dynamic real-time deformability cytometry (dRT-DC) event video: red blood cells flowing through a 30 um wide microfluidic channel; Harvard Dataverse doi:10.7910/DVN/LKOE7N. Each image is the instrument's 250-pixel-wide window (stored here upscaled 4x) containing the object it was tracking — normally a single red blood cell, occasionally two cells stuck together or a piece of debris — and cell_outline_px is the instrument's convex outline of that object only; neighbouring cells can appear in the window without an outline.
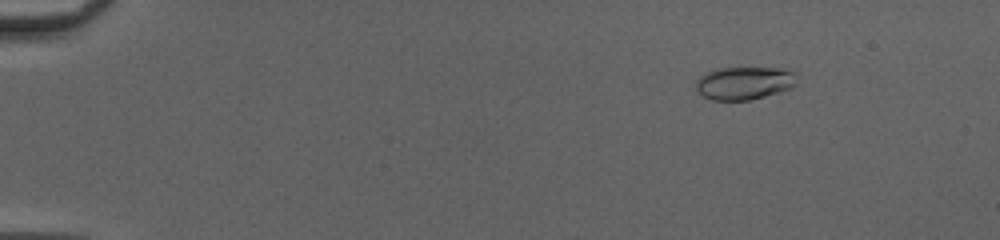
{"species": "common noctule bat (a hibernating species)", "species_latin": "Nyctalus noctula", "temperature_condition": "cold", "stored_images_in_passage": 52, "camera_frame_rate_fps": 3000, "um_per_image_px": 0.085, "animal": {"sex": "female", "body_mass_g": 20.0, "forearm_length_mm": 54.0}, "frame": {"image": 1, "passage_image": 8, "time_ms": 2.333, "image_size_px": [1000, 240], "cell_outline_px": [[796, 84], [792, 88], [752, 100], [712, 100], [704, 96], [696, 88], [696, 80], [704, 72], [716, 68], [792, 68], [796, 72]], "centroid_in_image_um": [63.3, 7.04], "position_along_channel_um": 21.7, "area_um2": 19.71}}
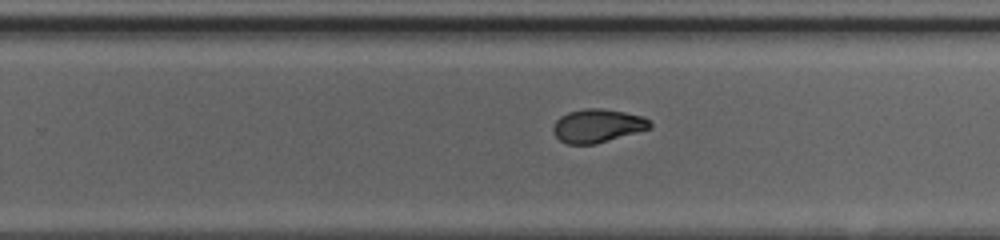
{"frame": {"image": 2, "passage_image": 35, "time_ms": 11.333, "image_size_px": [1000, 240], "cell_outline_px": [[652, 128], [596, 144], [568, 144], [560, 140], [552, 132], [552, 128], [556, 120], [560, 116], [568, 112], [584, 108], [600, 108], [624, 112], [644, 116], [652, 124]], "centroid_in_image_um": [50.78, 10.69], "position_along_channel_um": 279.0, "area_um2": 18.96}}
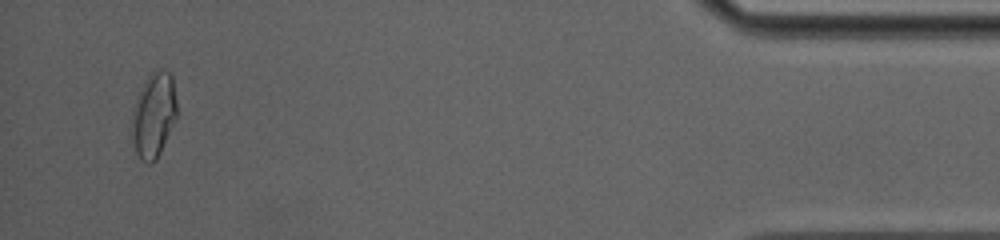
{"frame": {"image": 3, "passage_image": 50, "time_ms": 16.333, "image_size_px": [1000, 240], "cell_outline_px": [[176, 120], [156, 160], [152, 164], [148, 164], [140, 160], [136, 152], [128, 132], [132, 112], [136, 96], [144, 80], [156, 68], [160, 68], [168, 72], [172, 76], [176, 100]], "centroid_in_image_um": [13.01, 9.8], "position_along_channel_um": 422.2, "area_um2": 23.0}, "authors_computed_cell_mechanics": {"area_um2": 19.4786, "velocity_mm_per_s": 4.194, "shape_relaxation_time_tau1_ms": null, "shape_relaxation_time_tau2_ms": 1.403, "deformation_change_tau1": null, "deformation_change_tau2": 0.0636}}